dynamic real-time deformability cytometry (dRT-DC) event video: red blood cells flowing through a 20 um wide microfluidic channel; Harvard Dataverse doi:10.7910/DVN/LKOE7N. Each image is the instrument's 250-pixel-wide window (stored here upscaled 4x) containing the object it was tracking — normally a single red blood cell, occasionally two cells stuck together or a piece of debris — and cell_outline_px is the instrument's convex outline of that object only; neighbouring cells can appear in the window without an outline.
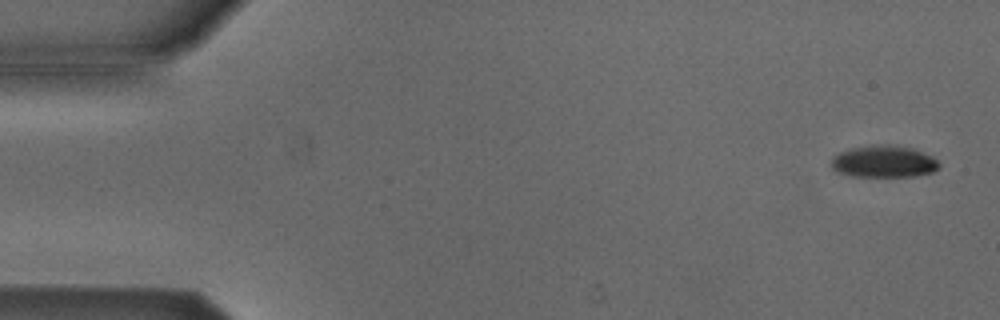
{"species": "Egyptian fruit bat (a non-hibernating species)", "species_latin": "Rousettus aegyptiacus", "temperature_condition": "cold", "stored_images_in_passage": 5, "camera_frame_rate_fps": 3000, "um_per_image_px": 0.085, "animal": {"sex": "male"}, "frame": {"image": 1, "passage_image": 1, "time_ms": 0.0, "image_size_px": [1000, 320], "cell_outline_px": [[940, 168], [932, 172], [916, 176], [852, 176], [836, 172], [832, 168], [832, 156], [840, 152], [852, 148], [872, 144], [888, 144], [912, 148], [932, 156], [940, 164]], "centroid_in_image_um": [75.12, 13.72], "position_along_channel_um": 9.9, "area_um2": 20.17}}
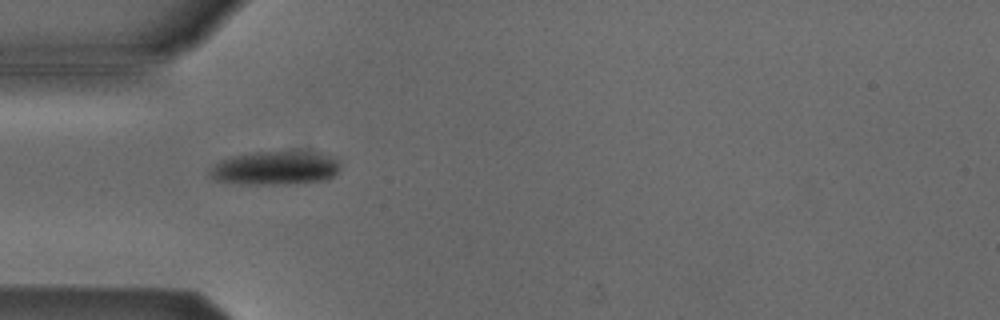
{"frame": {"image": 2, "passage_image": 4, "time_ms": 4.667, "image_size_px": [1000, 320], "cell_outline_px": [[340, 168], [328, 180], [284, 184], [240, 184], [216, 180], [208, 172], [220, 160], [232, 156], [256, 152], [324, 152], [340, 160]], "centroid_in_image_um": [23.46, 14.28], "position_along_channel_um": 61.5, "area_um2": 25.66}}
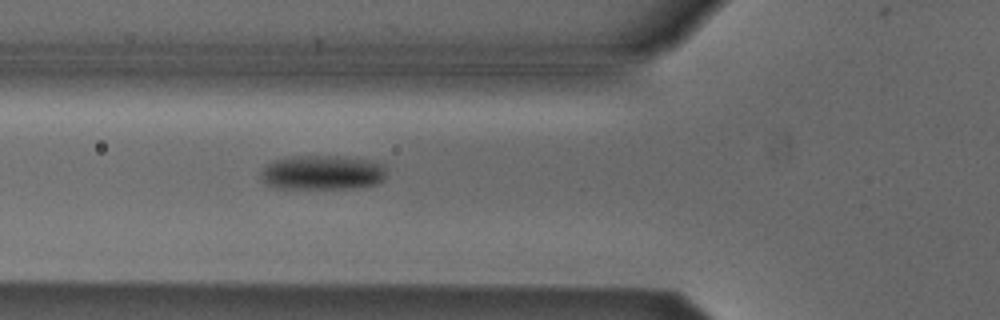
{"frame": {"image": 3, "passage_image": 5, "time_ms": 5.667, "image_size_px": [1000, 320], "cell_outline_px": [[384, 180], [376, 184], [348, 188], [272, 188], [260, 180], [260, 172], [268, 164], [276, 160], [292, 156], [344, 156], [372, 160], [384, 164]], "centroid_in_image_um": [27.38, 14.66], "position_along_channel_um": 98.4, "area_um2": 25.37}}